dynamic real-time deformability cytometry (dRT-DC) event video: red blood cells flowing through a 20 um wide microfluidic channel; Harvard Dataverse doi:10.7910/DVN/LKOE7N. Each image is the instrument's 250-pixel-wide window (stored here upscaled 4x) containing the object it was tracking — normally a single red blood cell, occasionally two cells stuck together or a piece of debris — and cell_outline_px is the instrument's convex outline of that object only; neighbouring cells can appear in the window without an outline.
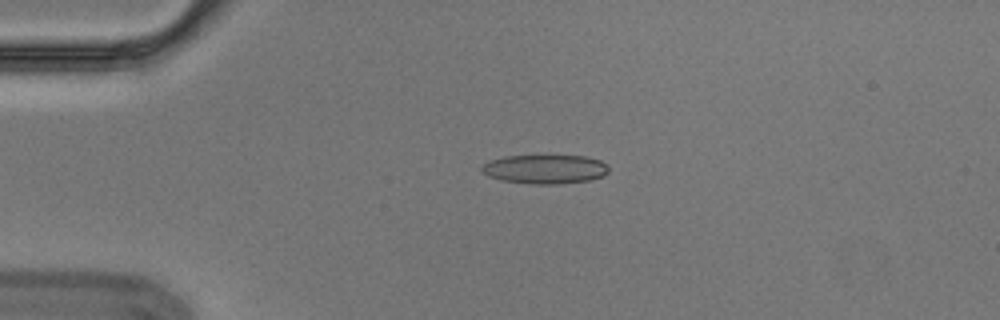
{"species": "Egyptian fruit bat (a non-hibernating species)", "species_latin": "Rousettus aegyptiacus", "temperature_condition": "cold", "stored_images_in_passage": 4, "camera_frame_rate_fps": 3000, "um_per_image_px": 0.085, "animal": {"sex": "male"}, "frame": {"image": 1, "passage_image": 3, "time_ms": 0.667, "image_size_px": [1000, 320], "cell_outline_px": [[608, 172], [604, 176], [588, 180], [560, 184], [536, 184], [504, 180], [488, 176], [480, 172], [480, 168], [488, 160], [504, 156], [584, 156], [600, 160], [608, 164]], "centroid_in_image_um": [46.32, 14.37], "position_along_channel_um": 38.7, "area_um2": 21.5}}